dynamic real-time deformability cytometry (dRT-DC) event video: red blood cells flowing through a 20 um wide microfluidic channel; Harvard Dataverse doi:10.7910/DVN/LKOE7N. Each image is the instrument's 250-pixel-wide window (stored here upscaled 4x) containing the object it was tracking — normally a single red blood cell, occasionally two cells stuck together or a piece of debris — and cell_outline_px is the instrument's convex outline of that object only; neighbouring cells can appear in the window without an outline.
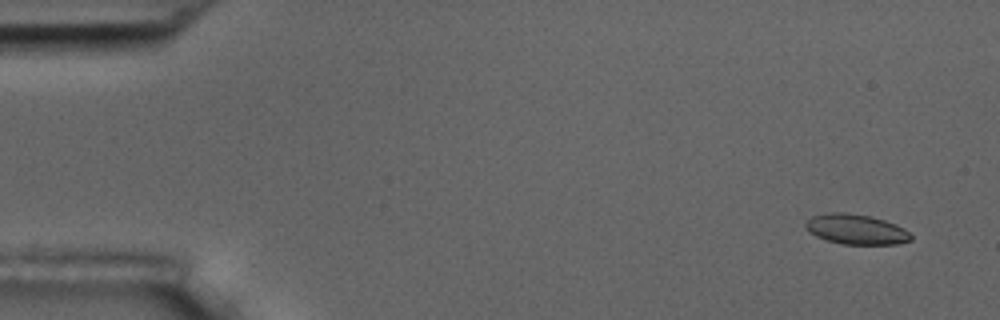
{"species": "common noctule bat (a hibernating species)", "species_latin": "Nyctalus noctula", "temperature_condition": "room temperature", "stored_images_in_passage": 5, "camera_frame_rate_fps": 3000, "um_per_image_px": 0.085, "animal": {"sex": "male", "body_mass_g": 17.5, "forearm_length_mm": 52.3}, "frame": {"image": 1, "passage_image": 2, "time_ms": 1.0, "image_size_px": [1000, 320], "cell_outline_px": [[912, 240], [896, 244], [844, 244], [828, 240], [816, 236], [808, 232], [804, 224], [812, 216], [832, 212], [848, 212], [872, 216], [896, 224], [904, 228], [912, 236]], "centroid_in_image_um": [72.77, 19.48], "position_along_channel_um": 12.2, "area_um2": 18.5}}
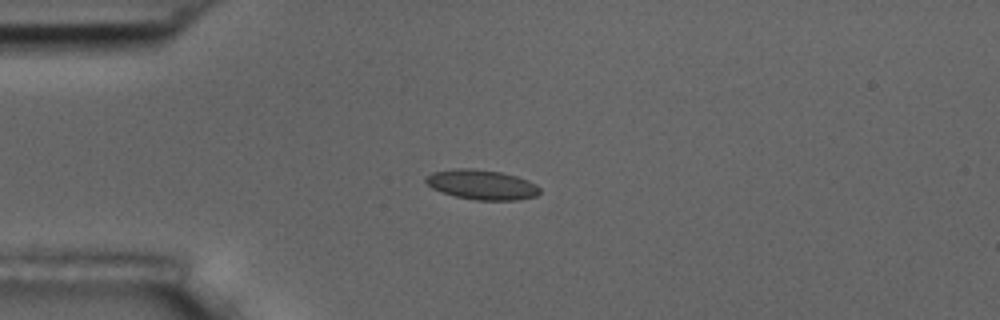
{"frame": {"image": 2, "passage_image": 5, "time_ms": 4.667, "image_size_px": [1000, 320], "cell_outline_px": [[540, 192], [536, 196], [516, 200], [476, 200], [456, 196], [440, 192], [432, 188], [424, 180], [424, 176], [432, 172], [452, 168], [472, 168], [500, 172], [516, 176], [528, 180], [536, 184], [540, 188]], "centroid_in_image_um": [40.92, 15.69], "position_along_channel_um": 44.1, "area_um2": 19.94}}